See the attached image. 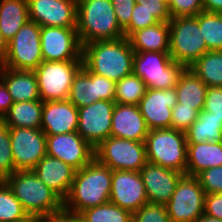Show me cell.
<instances>
[{
  "label": "cell",
  "mask_w": 222,
  "mask_h": 222,
  "mask_svg": "<svg viewBox=\"0 0 222 222\" xmlns=\"http://www.w3.org/2000/svg\"><path fill=\"white\" fill-rule=\"evenodd\" d=\"M134 50L127 37L97 40L82 46L83 65L92 73L118 82L133 73Z\"/></svg>",
  "instance_id": "6da1fadb"
},
{
  "label": "cell",
  "mask_w": 222,
  "mask_h": 222,
  "mask_svg": "<svg viewBox=\"0 0 222 222\" xmlns=\"http://www.w3.org/2000/svg\"><path fill=\"white\" fill-rule=\"evenodd\" d=\"M111 183L112 170L94 158L75 172L70 192L64 200V210L79 214L109 202Z\"/></svg>",
  "instance_id": "7a4b0ae2"
},
{
  "label": "cell",
  "mask_w": 222,
  "mask_h": 222,
  "mask_svg": "<svg viewBox=\"0 0 222 222\" xmlns=\"http://www.w3.org/2000/svg\"><path fill=\"white\" fill-rule=\"evenodd\" d=\"M76 30L82 46L124 37L111 0H77Z\"/></svg>",
  "instance_id": "3957f363"
},
{
  "label": "cell",
  "mask_w": 222,
  "mask_h": 222,
  "mask_svg": "<svg viewBox=\"0 0 222 222\" xmlns=\"http://www.w3.org/2000/svg\"><path fill=\"white\" fill-rule=\"evenodd\" d=\"M4 181L30 216H45L64 209V201L33 170L16 171Z\"/></svg>",
  "instance_id": "277c9868"
},
{
  "label": "cell",
  "mask_w": 222,
  "mask_h": 222,
  "mask_svg": "<svg viewBox=\"0 0 222 222\" xmlns=\"http://www.w3.org/2000/svg\"><path fill=\"white\" fill-rule=\"evenodd\" d=\"M147 162L186 174L187 141L185 132L152 129L145 139Z\"/></svg>",
  "instance_id": "5b68a950"
},
{
  "label": "cell",
  "mask_w": 222,
  "mask_h": 222,
  "mask_svg": "<svg viewBox=\"0 0 222 222\" xmlns=\"http://www.w3.org/2000/svg\"><path fill=\"white\" fill-rule=\"evenodd\" d=\"M185 68L166 52H138L133 58V73L144 81L147 89L175 88Z\"/></svg>",
  "instance_id": "8992f818"
},
{
  "label": "cell",
  "mask_w": 222,
  "mask_h": 222,
  "mask_svg": "<svg viewBox=\"0 0 222 222\" xmlns=\"http://www.w3.org/2000/svg\"><path fill=\"white\" fill-rule=\"evenodd\" d=\"M168 23L169 54L175 62L190 67L208 51L199 21L195 16H186L171 18Z\"/></svg>",
  "instance_id": "52a82bcc"
},
{
  "label": "cell",
  "mask_w": 222,
  "mask_h": 222,
  "mask_svg": "<svg viewBox=\"0 0 222 222\" xmlns=\"http://www.w3.org/2000/svg\"><path fill=\"white\" fill-rule=\"evenodd\" d=\"M82 67L83 60L43 61L34 70L41 100H67L73 80Z\"/></svg>",
  "instance_id": "ba28073f"
},
{
  "label": "cell",
  "mask_w": 222,
  "mask_h": 222,
  "mask_svg": "<svg viewBox=\"0 0 222 222\" xmlns=\"http://www.w3.org/2000/svg\"><path fill=\"white\" fill-rule=\"evenodd\" d=\"M95 159L111 170L139 172L147 163L145 142L109 136L94 149Z\"/></svg>",
  "instance_id": "9c48e42d"
},
{
  "label": "cell",
  "mask_w": 222,
  "mask_h": 222,
  "mask_svg": "<svg viewBox=\"0 0 222 222\" xmlns=\"http://www.w3.org/2000/svg\"><path fill=\"white\" fill-rule=\"evenodd\" d=\"M41 27L27 21L8 43L2 66L9 69L34 71L42 62Z\"/></svg>",
  "instance_id": "30bf717a"
},
{
  "label": "cell",
  "mask_w": 222,
  "mask_h": 222,
  "mask_svg": "<svg viewBox=\"0 0 222 222\" xmlns=\"http://www.w3.org/2000/svg\"><path fill=\"white\" fill-rule=\"evenodd\" d=\"M205 196L197 177L184 174L165 204L170 222H195L204 213Z\"/></svg>",
  "instance_id": "8fae6325"
},
{
  "label": "cell",
  "mask_w": 222,
  "mask_h": 222,
  "mask_svg": "<svg viewBox=\"0 0 222 222\" xmlns=\"http://www.w3.org/2000/svg\"><path fill=\"white\" fill-rule=\"evenodd\" d=\"M16 171L33 170L46 153V134L41 129L9 127Z\"/></svg>",
  "instance_id": "7c38bea8"
},
{
  "label": "cell",
  "mask_w": 222,
  "mask_h": 222,
  "mask_svg": "<svg viewBox=\"0 0 222 222\" xmlns=\"http://www.w3.org/2000/svg\"><path fill=\"white\" fill-rule=\"evenodd\" d=\"M114 101L98 100L78 108L77 132L93 148L110 136Z\"/></svg>",
  "instance_id": "4fadbf2b"
},
{
  "label": "cell",
  "mask_w": 222,
  "mask_h": 222,
  "mask_svg": "<svg viewBox=\"0 0 222 222\" xmlns=\"http://www.w3.org/2000/svg\"><path fill=\"white\" fill-rule=\"evenodd\" d=\"M40 41L43 61L83 60L76 28L42 26Z\"/></svg>",
  "instance_id": "5bb4252c"
},
{
  "label": "cell",
  "mask_w": 222,
  "mask_h": 222,
  "mask_svg": "<svg viewBox=\"0 0 222 222\" xmlns=\"http://www.w3.org/2000/svg\"><path fill=\"white\" fill-rule=\"evenodd\" d=\"M94 149L77 131L46 135L47 155L62 160L76 171L95 158Z\"/></svg>",
  "instance_id": "9a60e30c"
},
{
  "label": "cell",
  "mask_w": 222,
  "mask_h": 222,
  "mask_svg": "<svg viewBox=\"0 0 222 222\" xmlns=\"http://www.w3.org/2000/svg\"><path fill=\"white\" fill-rule=\"evenodd\" d=\"M109 201L131 213L149 203L141 175L137 171L112 170Z\"/></svg>",
  "instance_id": "2e32d148"
},
{
  "label": "cell",
  "mask_w": 222,
  "mask_h": 222,
  "mask_svg": "<svg viewBox=\"0 0 222 222\" xmlns=\"http://www.w3.org/2000/svg\"><path fill=\"white\" fill-rule=\"evenodd\" d=\"M29 20L40 27L76 28L77 0H27Z\"/></svg>",
  "instance_id": "e0dca14e"
},
{
  "label": "cell",
  "mask_w": 222,
  "mask_h": 222,
  "mask_svg": "<svg viewBox=\"0 0 222 222\" xmlns=\"http://www.w3.org/2000/svg\"><path fill=\"white\" fill-rule=\"evenodd\" d=\"M177 103L176 88L147 89L138 106L149 130L169 129L172 108Z\"/></svg>",
  "instance_id": "ac0fdd59"
},
{
  "label": "cell",
  "mask_w": 222,
  "mask_h": 222,
  "mask_svg": "<svg viewBox=\"0 0 222 222\" xmlns=\"http://www.w3.org/2000/svg\"><path fill=\"white\" fill-rule=\"evenodd\" d=\"M149 203L165 205L172 197L180 178V172L147 162L139 171Z\"/></svg>",
  "instance_id": "d6986e66"
},
{
  "label": "cell",
  "mask_w": 222,
  "mask_h": 222,
  "mask_svg": "<svg viewBox=\"0 0 222 222\" xmlns=\"http://www.w3.org/2000/svg\"><path fill=\"white\" fill-rule=\"evenodd\" d=\"M78 128V108L68 99L43 102L41 127L46 135L72 133Z\"/></svg>",
  "instance_id": "ffe728a7"
},
{
  "label": "cell",
  "mask_w": 222,
  "mask_h": 222,
  "mask_svg": "<svg viewBox=\"0 0 222 222\" xmlns=\"http://www.w3.org/2000/svg\"><path fill=\"white\" fill-rule=\"evenodd\" d=\"M110 136L145 142L149 129L138 105L116 103Z\"/></svg>",
  "instance_id": "44dd1931"
},
{
  "label": "cell",
  "mask_w": 222,
  "mask_h": 222,
  "mask_svg": "<svg viewBox=\"0 0 222 222\" xmlns=\"http://www.w3.org/2000/svg\"><path fill=\"white\" fill-rule=\"evenodd\" d=\"M33 172L64 201L70 192L76 170L46 154Z\"/></svg>",
  "instance_id": "7402d4cb"
},
{
  "label": "cell",
  "mask_w": 222,
  "mask_h": 222,
  "mask_svg": "<svg viewBox=\"0 0 222 222\" xmlns=\"http://www.w3.org/2000/svg\"><path fill=\"white\" fill-rule=\"evenodd\" d=\"M0 79L7 87L13 102L41 99L34 71L9 69L0 65Z\"/></svg>",
  "instance_id": "603a6c76"
},
{
  "label": "cell",
  "mask_w": 222,
  "mask_h": 222,
  "mask_svg": "<svg viewBox=\"0 0 222 222\" xmlns=\"http://www.w3.org/2000/svg\"><path fill=\"white\" fill-rule=\"evenodd\" d=\"M128 39L135 53L147 51L169 53V23L159 22L153 26L138 30Z\"/></svg>",
  "instance_id": "cb8c5ba5"
},
{
  "label": "cell",
  "mask_w": 222,
  "mask_h": 222,
  "mask_svg": "<svg viewBox=\"0 0 222 222\" xmlns=\"http://www.w3.org/2000/svg\"><path fill=\"white\" fill-rule=\"evenodd\" d=\"M218 166H222V142L187 144V175L196 176L205 169Z\"/></svg>",
  "instance_id": "d4e9b609"
},
{
  "label": "cell",
  "mask_w": 222,
  "mask_h": 222,
  "mask_svg": "<svg viewBox=\"0 0 222 222\" xmlns=\"http://www.w3.org/2000/svg\"><path fill=\"white\" fill-rule=\"evenodd\" d=\"M175 88L181 107L194 108L198 112L204 109L208 86L189 67L184 69Z\"/></svg>",
  "instance_id": "484cf974"
},
{
  "label": "cell",
  "mask_w": 222,
  "mask_h": 222,
  "mask_svg": "<svg viewBox=\"0 0 222 222\" xmlns=\"http://www.w3.org/2000/svg\"><path fill=\"white\" fill-rule=\"evenodd\" d=\"M27 21V0H0V32L7 43Z\"/></svg>",
  "instance_id": "4316f807"
},
{
  "label": "cell",
  "mask_w": 222,
  "mask_h": 222,
  "mask_svg": "<svg viewBox=\"0 0 222 222\" xmlns=\"http://www.w3.org/2000/svg\"><path fill=\"white\" fill-rule=\"evenodd\" d=\"M187 144L222 142V116L200 111L198 119L185 131Z\"/></svg>",
  "instance_id": "83f0119b"
},
{
  "label": "cell",
  "mask_w": 222,
  "mask_h": 222,
  "mask_svg": "<svg viewBox=\"0 0 222 222\" xmlns=\"http://www.w3.org/2000/svg\"><path fill=\"white\" fill-rule=\"evenodd\" d=\"M43 101L13 102L2 121L8 127L40 129Z\"/></svg>",
  "instance_id": "f1b7e54d"
},
{
  "label": "cell",
  "mask_w": 222,
  "mask_h": 222,
  "mask_svg": "<svg viewBox=\"0 0 222 222\" xmlns=\"http://www.w3.org/2000/svg\"><path fill=\"white\" fill-rule=\"evenodd\" d=\"M68 100L76 108L90 105L99 100L96 89V74L90 72L84 65L73 80Z\"/></svg>",
  "instance_id": "f546056e"
},
{
  "label": "cell",
  "mask_w": 222,
  "mask_h": 222,
  "mask_svg": "<svg viewBox=\"0 0 222 222\" xmlns=\"http://www.w3.org/2000/svg\"><path fill=\"white\" fill-rule=\"evenodd\" d=\"M189 68L208 87H222V51H207Z\"/></svg>",
  "instance_id": "4dcf8cb0"
},
{
  "label": "cell",
  "mask_w": 222,
  "mask_h": 222,
  "mask_svg": "<svg viewBox=\"0 0 222 222\" xmlns=\"http://www.w3.org/2000/svg\"><path fill=\"white\" fill-rule=\"evenodd\" d=\"M195 17L208 51H222V14L202 11Z\"/></svg>",
  "instance_id": "1f68e13d"
},
{
  "label": "cell",
  "mask_w": 222,
  "mask_h": 222,
  "mask_svg": "<svg viewBox=\"0 0 222 222\" xmlns=\"http://www.w3.org/2000/svg\"><path fill=\"white\" fill-rule=\"evenodd\" d=\"M147 87L144 81L134 73L116 82L114 102L119 104L139 105Z\"/></svg>",
  "instance_id": "d6a6232c"
},
{
  "label": "cell",
  "mask_w": 222,
  "mask_h": 222,
  "mask_svg": "<svg viewBox=\"0 0 222 222\" xmlns=\"http://www.w3.org/2000/svg\"><path fill=\"white\" fill-rule=\"evenodd\" d=\"M79 215L86 222H132V213L130 211L122 209L110 201L83 210Z\"/></svg>",
  "instance_id": "836d02e7"
},
{
  "label": "cell",
  "mask_w": 222,
  "mask_h": 222,
  "mask_svg": "<svg viewBox=\"0 0 222 222\" xmlns=\"http://www.w3.org/2000/svg\"><path fill=\"white\" fill-rule=\"evenodd\" d=\"M27 216L28 214L23 209L20 201L3 180L0 183V222H18Z\"/></svg>",
  "instance_id": "e575fe53"
},
{
  "label": "cell",
  "mask_w": 222,
  "mask_h": 222,
  "mask_svg": "<svg viewBox=\"0 0 222 222\" xmlns=\"http://www.w3.org/2000/svg\"><path fill=\"white\" fill-rule=\"evenodd\" d=\"M16 172L11 150V137L9 127L0 122V178L5 180Z\"/></svg>",
  "instance_id": "d590c367"
},
{
  "label": "cell",
  "mask_w": 222,
  "mask_h": 222,
  "mask_svg": "<svg viewBox=\"0 0 222 222\" xmlns=\"http://www.w3.org/2000/svg\"><path fill=\"white\" fill-rule=\"evenodd\" d=\"M132 222H170V217L165 205L147 203L132 213Z\"/></svg>",
  "instance_id": "8d00e7d4"
},
{
  "label": "cell",
  "mask_w": 222,
  "mask_h": 222,
  "mask_svg": "<svg viewBox=\"0 0 222 222\" xmlns=\"http://www.w3.org/2000/svg\"><path fill=\"white\" fill-rule=\"evenodd\" d=\"M130 23L123 29L124 36L129 38L134 32L153 26L159 21L148 11L140 8V4L136 3L131 14Z\"/></svg>",
  "instance_id": "74e56055"
},
{
  "label": "cell",
  "mask_w": 222,
  "mask_h": 222,
  "mask_svg": "<svg viewBox=\"0 0 222 222\" xmlns=\"http://www.w3.org/2000/svg\"><path fill=\"white\" fill-rule=\"evenodd\" d=\"M196 177L206 194L222 193V166L205 169Z\"/></svg>",
  "instance_id": "f35d334b"
},
{
  "label": "cell",
  "mask_w": 222,
  "mask_h": 222,
  "mask_svg": "<svg viewBox=\"0 0 222 222\" xmlns=\"http://www.w3.org/2000/svg\"><path fill=\"white\" fill-rule=\"evenodd\" d=\"M198 113L194 108L181 107L177 103L172 108L171 129L185 132L198 119Z\"/></svg>",
  "instance_id": "ab89813d"
},
{
  "label": "cell",
  "mask_w": 222,
  "mask_h": 222,
  "mask_svg": "<svg viewBox=\"0 0 222 222\" xmlns=\"http://www.w3.org/2000/svg\"><path fill=\"white\" fill-rule=\"evenodd\" d=\"M168 7L172 18L197 16L203 11V2L202 0H170Z\"/></svg>",
  "instance_id": "60d3db41"
},
{
  "label": "cell",
  "mask_w": 222,
  "mask_h": 222,
  "mask_svg": "<svg viewBox=\"0 0 222 222\" xmlns=\"http://www.w3.org/2000/svg\"><path fill=\"white\" fill-rule=\"evenodd\" d=\"M140 8L150 12L159 22H168L172 17L164 0H135Z\"/></svg>",
  "instance_id": "b9f144b4"
},
{
  "label": "cell",
  "mask_w": 222,
  "mask_h": 222,
  "mask_svg": "<svg viewBox=\"0 0 222 222\" xmlns=\"http://www.w3.org/2000/svg\"><path fill=\"white\" fill-rule=\"evenodd\" d=\"M115 11L116 19L122 29H124L132 18V10L136 4L135 0H111Z\"/></svg>",
  "instance_id": "7bdbcfd3"
},
{
  "label": "cell",
  "mask_w": 222,
  "mask_h": 222,
  "mask_svg": "<svg viewBox=\"0 0 222 222\" xmlns=\"http://www.w3.org/2000/svg\"><path fill=\"white\" fill-rule=\"evenodd\" d=\"M203 110L222 116V87H208Z\"/></svg>",
  "instance_id": "ee69618b"
},
{
  "label": "cell",
  "mask_w": 222,
  "mask_h": 222,
  "mask_svg": "<svg viewBox=\"0 0 222 222\" xmlns=\"http://www.w3.org/2000/svg\"><path fill=\"white\" fill-rule=\"evenodd\" d=\"M96 89L99 100L114 101L116 82L96 75Z\"/></svg>",
  "instance_id": "f6af8a7d"
},
{
  "label": "cell",
  "mask_w": 222,
  "mask_h": 222,
  "mask_svg": "<svg viewBox=\"0 0 222 222\" xmlns=\"http://www.w3.org/2000/svg\"><path fill=\"white\" fill-rule=\"evenodd\" d=\"M204 214L222 219V193L206 194Z\"/></svg>",
  "instance_id": "bcb514c9"
},
{
  "label": "cell",
  "mask_w": 222,
  "mask_h": 222,
  "mask_svg": "<svg viewBox=\"0 0 222 222\" xmlns=\"http://www.w3.org/2000/svg\"><path fill=\"white\" fill-rule=\"evenodd\" d=\"M12 104H13L12 97L9 94L7 87L0 79V117L1 118H3V116L9 111Z\"/></svg>",
  "instance_id": "7dc6e473"
},
{
  "label": "cell",
  "mask_w": 222,
  "mask_h": 222,
  "mask_svg": "<svg viewBox=\"0 0 222 222\" xmlns=\"http://www.w3.org/2000/svg\"><path fill=\"white\" fill-rule=\"evenodd\" d=\"M42 222H75V214L63 209L60 212L42 216Z\"/></svg>",
  "instance_id": "c3c4849f"
},
{
  "label": "cell",
  "mask_w": 222,
  "mask_h": 222,
  "mask_svg": "<svg viewBox=\"0 0 222 222\" xmlns=\"http://www.w3.org/2000/svg\"><path fill=\"white\" fill-rule=\"evenodd\" d=\"M203 11L222 14V0H202Z\"/></svg>",
  "instance_id": "681fc988"
},
{
  "label": "cell",
  "mask_w": 222,
  "mask_h": 222,
  "mask_svg": "<svg viewBox=\"0 0 222 222\" xmlns=\"http://www.w3.org/2000/svg\"><path fill=\"white\" fill-rule=\"evenodd\" d=\"M7 48H8V43L6 42V40L4 39V37L0 32V65H2L5 59Z\"/></svg>",
  "instance_id": "f907efd6"
},
{
  "label": "cell",
  "mask_w": 222,
  "mask_h": 222,
  "mask_svg": "<svg viewBox=\"0 0 222 222\" xmlns=\"http://www.w3.org/2000/svg\"><path fill=\"white\" fill-rule=\"evenodd\" d=\"M195 222H222V219L211 217L203 213L195 220Z\"/></svg>",
  "instance_id": "816d5d0a"
},
{
  "label": "cell",
  "mask_w": 222,
  "mask_h": 222,
  "mask_svg": "<svg viewBox=\"0 0 222 222\" xmlns=\"http://www.w3.org/2000/svg\"><path fill=\"white\" fill-rule=\"evenodd\" d=\"M18 222H42V216H30L28 215L25 219Z\"/></svg>",
  "instance_id": "f5cc1de1"
},
{
  "label": "cell",
  "mask_w": 222,
  "mask_h": 222,
  "mask_svg": "<svg viewBox=\"0 0 222 222\" xmlns=\"http://www.w3.org/2000/svg\"><path fill=\"white\" fill-rule=\"evenodd\" d=\"M75 222H86L79 214H75Z\"/></svg>",
  "instance_id": "db71d44e"
}]
</instances>
